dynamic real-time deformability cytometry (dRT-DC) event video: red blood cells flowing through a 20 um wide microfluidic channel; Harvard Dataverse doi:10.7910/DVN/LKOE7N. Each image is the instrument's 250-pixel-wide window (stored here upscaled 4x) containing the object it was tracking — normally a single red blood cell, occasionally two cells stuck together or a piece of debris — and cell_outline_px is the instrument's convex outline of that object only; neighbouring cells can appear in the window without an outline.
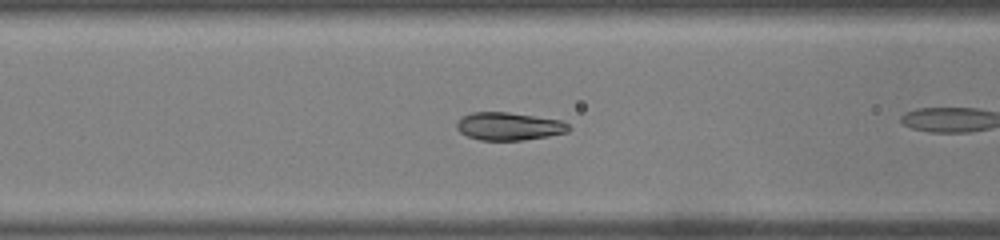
{"species": "common noctule bat (a hibernating species)", "species_latin": "Nyctalus noctula", "temperature_condition": "warm", "stored_images_in_passage": 11, "camera_frame_rate_fps": 3000, "um_per_image_px": 0.085, "animal": {"sex": "male", "body_mass_g": 19.0, "forearm_length_mm": 50.8}, "frame": {"image": 1, "passage_image": 4, "time_ms": 1.0, "image_size_px": [1000, 240], "cell_outline_px": [[572, 128], [568, 132], [548, 136], [524, 140], [480, 140], [468, 136], [460, 132], [456, 128], [456, 124], [464, 116], [472, 112], [508, 112], [560, 120], [568, 124]], "centroid_in_image_um": [43.28, 10.74], "position_along_channel_um": 123.3, "area_um2": 18.09}}
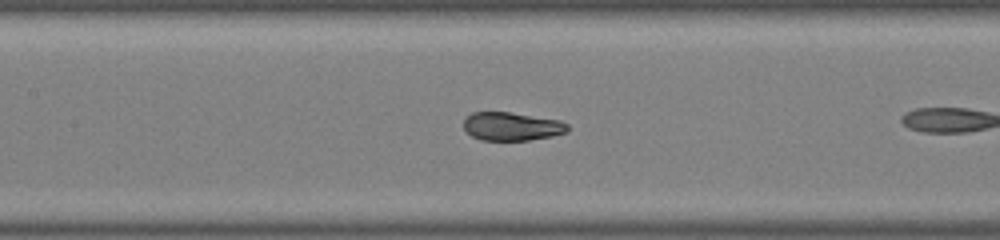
{"frame": {"image": 2, "passage_image": 7, "time_ms": 2.0, "image_size_px": [1000, 240], "cell_outline_px": [[568, 132], [552, 136], [528, 140], [480, 140], [472, 136], [464, 128], [464, 120], [472, 112], [508, 112], [560, 120], [568, 124]], "centroid_in_image_um": [43.51, 10.74], "position_along_channel_um": 163.9, "area_um2": 17.11}}
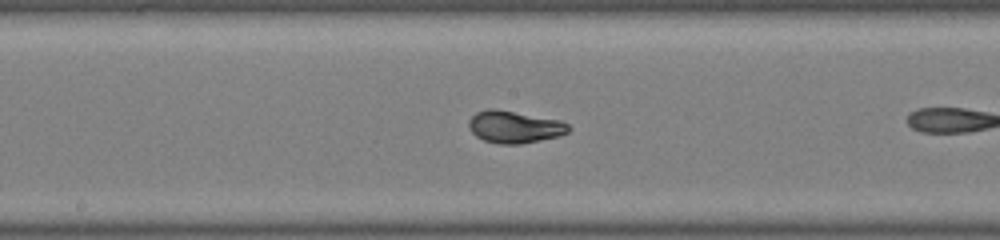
{"frame": {"image": 3, "passage_image": 10, "time_ms": 3.0, "image_size_px": [1000, 240], "cell_outline_px": [[572, 128], [568, 132], [560, 136], [520, 144], [496, 144], [484, 140], [476, 136], [468, 128], [468, 120], [476, 112], [492, 108], [560, 120], [568, 124]], "centroid_in_image_um": [43.72, 10.8], "position_along_channel_um": 204.5, "area_um2": 18.73}}